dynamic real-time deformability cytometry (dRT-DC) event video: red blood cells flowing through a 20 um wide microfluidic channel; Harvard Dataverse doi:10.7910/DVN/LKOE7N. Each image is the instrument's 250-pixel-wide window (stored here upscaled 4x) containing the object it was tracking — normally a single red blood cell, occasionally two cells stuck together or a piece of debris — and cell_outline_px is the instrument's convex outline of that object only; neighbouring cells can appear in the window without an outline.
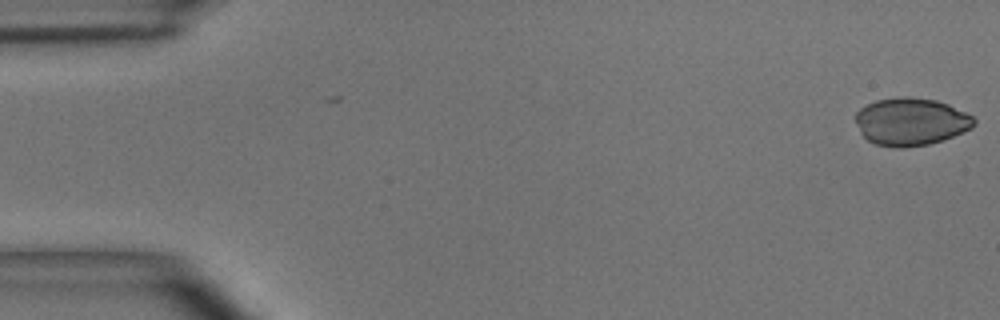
{"species": "common noctule bat (a hibernating species)", "species_latin": "Nyctalus noctula", "temperature_condition": "room temperature", "stored_images_in_passage": 2, "camera_frame_rate_fps": 3000, "um_per_image_px": 0.085, "animal": {"sex": "male", "body_mass_g": 15.6}, "frame": {"image": 1, "passage_image": 1, "time_ms": 0.0, "image_size_px": [1000, 320], "cell_outline_px": [[976, 124], [972, 128], [944, 140], [928, 144], [900, 148], [876, 144], [868, 140], [860, 132], [856, 120], [856, 112], [860, 108], [876, 100], [900, 96], [908, 96], [936, 100], [948, 104], [972, 116], [976, 120]], "centroid_in_image_um": [77.44, 10.33], "position_along_channel_um": 7.6, "area_um2": 32.83}}